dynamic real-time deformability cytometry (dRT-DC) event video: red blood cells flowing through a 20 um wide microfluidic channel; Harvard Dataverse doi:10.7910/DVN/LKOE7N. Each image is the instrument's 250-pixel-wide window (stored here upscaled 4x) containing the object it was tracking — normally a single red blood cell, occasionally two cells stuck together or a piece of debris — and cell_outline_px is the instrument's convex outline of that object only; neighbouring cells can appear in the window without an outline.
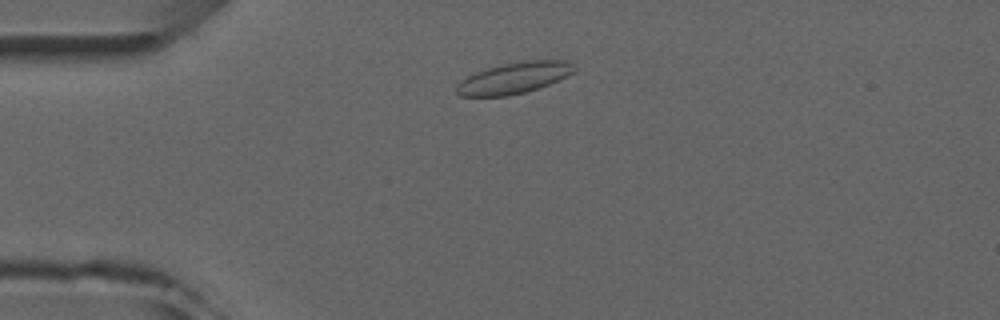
{"species": "common noctule bat (a hibernating species)", "species_latin": "Nyctalus noctula", "temperature_condition": "room temperature", "stored_images_in_passage": 3, "camera_frame_rate_fps": 3000, "um_per_image_px": 0.085, "animal": {"sex": "male", "forearm_length_mm": 52.5}, "frame": {"image": 1, "passage_image": 2, "time_ms": 1.0, "image_size_px": [1000, 320], "cell_outline_px": [[576, 68], [572, 72], [548, 84], [524, 92], [508, 96], [460, 96], [456, 92], [456, 88], [460, 80], [476, 72], [488, 68], [504, 64], [524, 60], [568, 60]], "centroid_in_image_um": [43.66, 6.62], "position_along_channel_um": 41.3, "area_um2": 21.04}}